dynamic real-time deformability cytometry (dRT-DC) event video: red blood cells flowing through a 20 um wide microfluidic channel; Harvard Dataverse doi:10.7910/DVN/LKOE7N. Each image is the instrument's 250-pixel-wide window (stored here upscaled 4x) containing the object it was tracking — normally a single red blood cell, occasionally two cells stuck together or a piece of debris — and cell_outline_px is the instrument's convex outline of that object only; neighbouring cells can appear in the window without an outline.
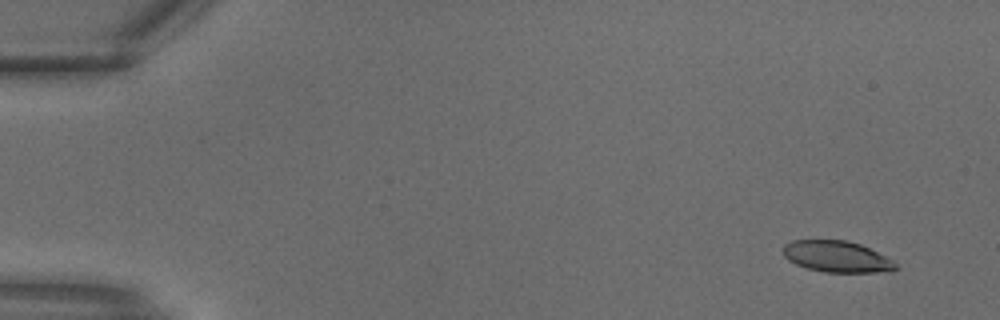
{"species": "common noctule bat (a hibernating species)", "species_latin": "Nyctalus noctula", "temperature_condition": "warm", "stored_images_in_passage": 14, "camera_frame_rate_fps": 3000, "um_per_image_px": 0.085, "animal": {"sex": "male", "body_mass_g": 18.8}, "frame": {"image": 1, "passage_image": 1, "time_ms": 0.0, "image_size_px": [1000, 320], "cell_outline_px": [[896, 268], [892, 272], [824, 272], [808, 268], [796, 264], [788, 260], [784, 256], [784, 244], [792, 240], [844, 240], [860, 244], [892, 260], [896, 264]], "centroid_in_image_um": [71.11, 21.81], "position_along_channel_um": 13.9, "area_um2": 20.35}}
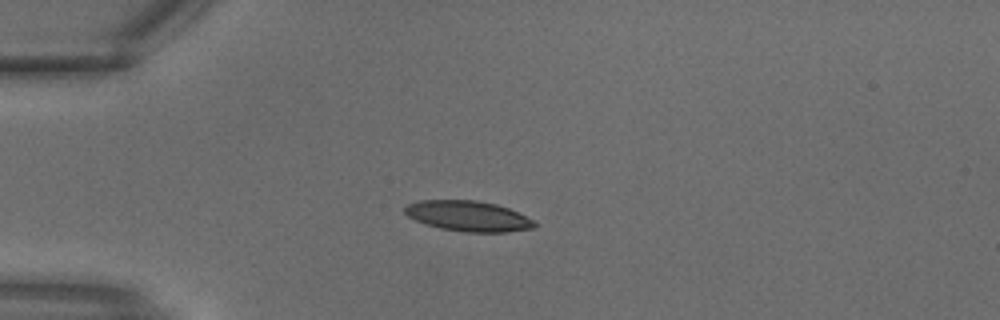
{"frame": {"image": 2, "passage_image": 7, "time_ms": 2.0, "image_size_px": [1000, 320], "cell_outline_px": [[536, 228], [504, 232], [464, 232], [440, 228], [416, 220], [408, 216], [404, 212], [404, 208], [408, 204], [420, 200], [476, 200], [496, 204], [508, 208], [532, 220], [536, 224]], "centroid_in_image_um": [39.79, 18.36], "position_along_channel_um": 45.2, "area_um2": 22.77}}